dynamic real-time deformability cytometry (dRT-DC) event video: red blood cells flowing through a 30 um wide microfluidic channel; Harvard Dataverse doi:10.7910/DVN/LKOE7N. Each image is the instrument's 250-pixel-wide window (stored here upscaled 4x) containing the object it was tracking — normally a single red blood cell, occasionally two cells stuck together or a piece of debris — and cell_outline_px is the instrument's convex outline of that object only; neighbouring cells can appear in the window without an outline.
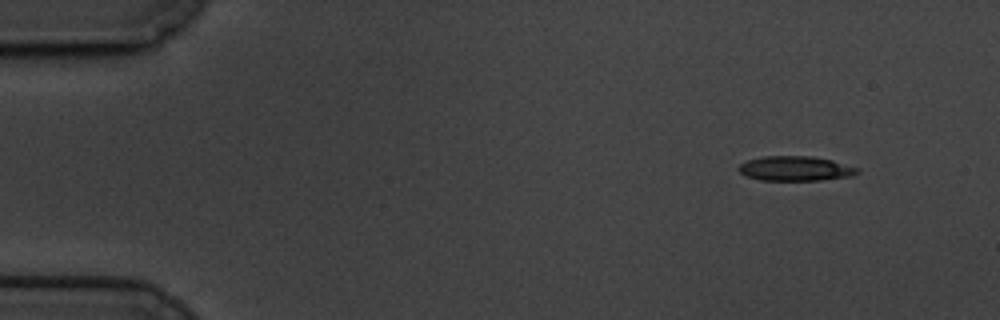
{"species": "common noctule bat (a hibernating species)", "species_latin": "Nyctalus noctula", "temperature_condition": "cold", "stored_images_in_passage": 55, "camera_frame_rate_fps": 3000, "um_per_image_px": 0.085, "animal": {"sex": "male", "body_mass_g": 19.5, "forearm_length_mm": 54.6}, "frame": {"image": 1, "passage_image": 1, "time_ms": 0.0, "image_size_px": [1000, 320], "cell_outline_px": [[860, 172], [852, 176], [820, 180], [760, 180], [744, 176], [736, 168], [740, 164], [748, 160], [764, 156], [812, 156], [832, 160], [860, 168]], "centroid_in_image_um": [67.61, 14.32], "position_along_channel_um": 17.4, "area_um2": 17.22}}
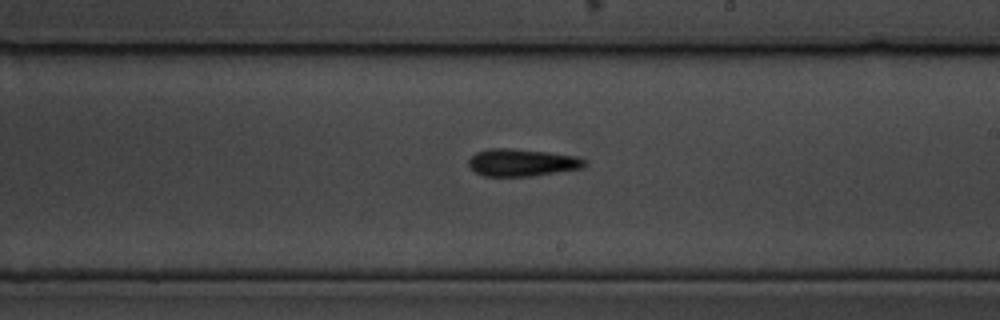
{"frame": {"image": 2, "passage_image": 30, "time_ms": 9.667, "image_size_px": [1000, 320], "cell_outline_px": [[588, 164], [584, 168], [532, 176], [484, 176], [476, 172], [468, 164], [468, 160], [476, 152], [488, 148], [508, 148], [548, 152], [576, 156], [588, 160]], "centroid_in_image_um": [44.41, 13.81], "position_along_channel_um": 244.6, "area_um2": 18.61}}
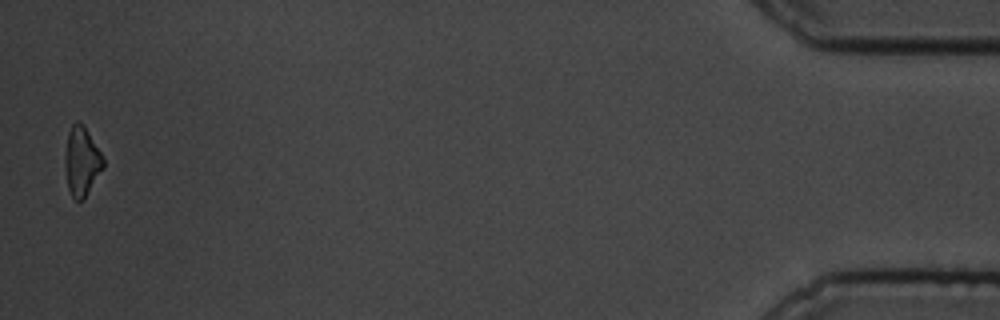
{"frame": {"image": 3, "passage_image": 54, "time_ms": 17.667, "image_size_px": [1000, 320], "cell_outline_px": [[104, 168], [84, 200], [76, 200], [72, 196], [68, 188], [64, 164], [64, 156], [68, 132], [72, 124], [76, 120], [80, 120], [84, 124], [100, 152], [104, 160]], "centroid_in_image_um": [6.94, 13.7], "position_along_channel_um": 428.3, "area_um2": 15.66}, "authors_computed_cell_mechanics": {"area_um2": 17.4556, "velocity_mm_per_s": 3.3855, "shape_relaxation_time_tau1_ms": 3.2575, "shape_relaxation_time_tau2_ms": null, "deformation_change_tau1": 0.1424, "deformation_change_tau2": null}}